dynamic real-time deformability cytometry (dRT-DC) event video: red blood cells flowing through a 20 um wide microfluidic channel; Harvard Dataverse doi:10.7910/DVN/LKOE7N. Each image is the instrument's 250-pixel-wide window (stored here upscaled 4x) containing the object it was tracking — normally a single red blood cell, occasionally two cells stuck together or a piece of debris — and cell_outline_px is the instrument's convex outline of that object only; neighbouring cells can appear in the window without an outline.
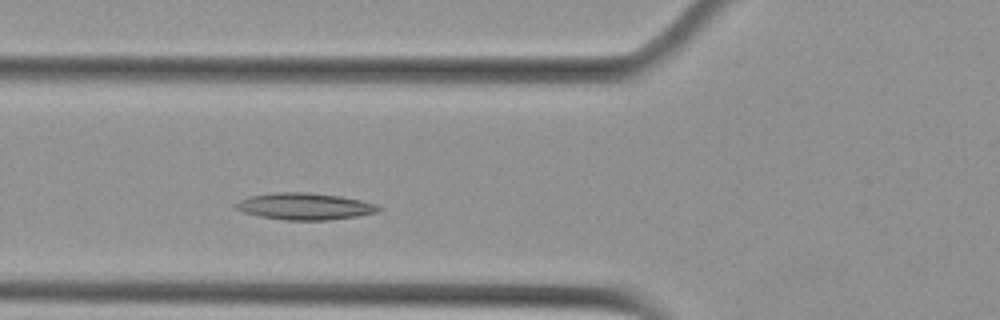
{"species": "Egyptian fruit bat (a non-hibernating species)", "species_latin": "Rousettus aegyptiacus", "temperature_condition": "cold", "stored_images_in_passage": 44, "camera_frame_rate_fps": 3000, "um_per_image_px": 0.085, "animal": {"sex": "female"}, "frame": {"image": 1, "passage_image": 10, "time_ms": 3.0, "image_size_px": [1000, 320], "cell_outline_px": [[384, 208], [376, 212], [360, 216], [328, 220], [284, 220], [260, 216], [244, 212], [236, 208], [236, 204], [240, 200], [248, 196], [272, 192], [308, 192], [340, 196], [360, 200], [376, 204]], "centroid_in_image_um": [25.93, 17.53], "position_along_channel_um": 99.9, "area_um2": 22.31}}
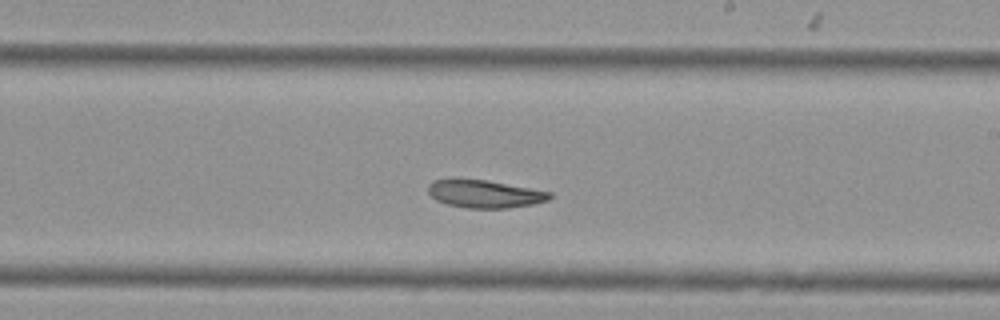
{"frame": {"image": 2, "passage_image": 22, "time_ms": 7.0, "image_size_px": [1000, 320], "cell_outline_px": [[552, 196], [548, 200], [532, 204], [508, 208], [468, 208], [448, 204], [436, 200], [428, 192], [428, 184], [432, 180], [488, 180], [552, 192]], "centroid_in_image_um": [41.22, 16.49], "position_along_channel_um": 247.8, "area_um2": 19.42}}
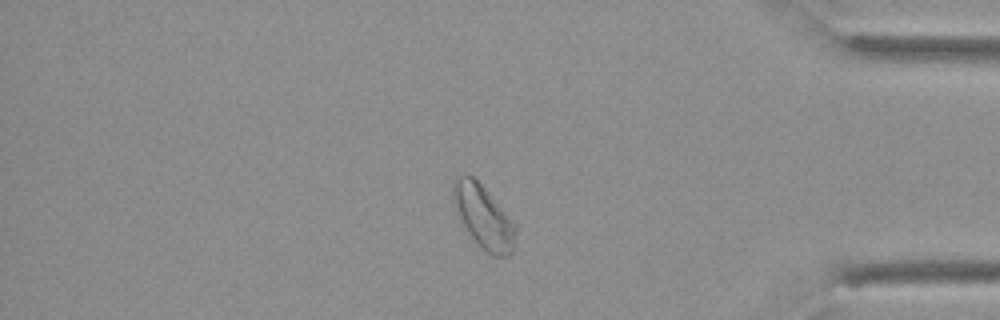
{"frame": {"image": 3, "passage_image": 36, "time_ms": 11.667, "image_size_px": [1000, 320], "cell_outline_px": [[516, 232], [512, 252], [508, 256], [492, 256], [468, 232], [456, 212], [452, 200], [452, 184], [464, 172], [472, 176], [516, 220]], "centroid_in_image_um": [41.12, 18.39], "position_along_channel_um": 394.1, "area_um2": 23.0}, "authors_computed_cell_mechanics": {"area_um2": 21.7906, "velocity_mm_per_s": 3.7104, "shape_relaxation_time_tau1_ms": 10.2791, "shape_relaxation_time_tau2_ms": 6.5415, "deformation_change_tau1": 0.1822, "deformation_change_tau2": 0.1272}}